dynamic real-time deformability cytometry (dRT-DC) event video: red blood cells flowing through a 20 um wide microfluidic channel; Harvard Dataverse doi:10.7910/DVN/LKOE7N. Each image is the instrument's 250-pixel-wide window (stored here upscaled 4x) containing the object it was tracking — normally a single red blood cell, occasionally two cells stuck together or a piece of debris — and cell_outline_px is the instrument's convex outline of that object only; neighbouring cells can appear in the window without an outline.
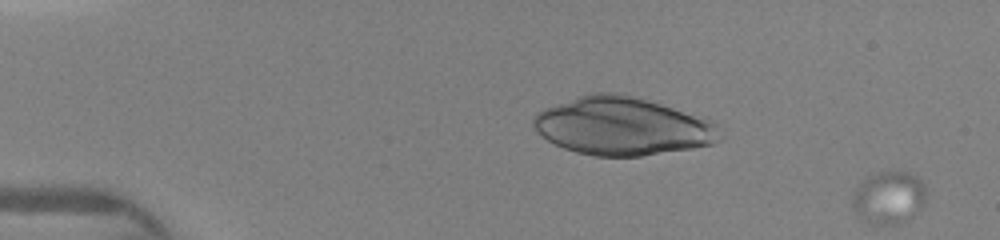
{"species": "human", "species_latin": "Homo sapiens", "temperature_condition": "warm", "stored_images_in_passage": 10, "segment_of_instrument_passage": [1, 2], "camera_frame_rate_fps": 3000, "um_per_image_px": 0.085, "donor": {"sex": "female"}, "frame": {"image": 1, "passage_image": 9, "time_ms": 2.667, "image_size_px": [1000, 240], "cell_outline_px": [[724, 136], [720, 140], [712, 144], [692, 148], [640, 156], [596, 156], [576, 152], [564, 148], [548, 140], [536, 132], [532, 124], [532, 116], [544, 108], [592, 92], [616, 92], [648, 100], [704, 116], [712, 120]], "centroid_in_image_um": [52.93, 10.72], "position_along_channel_um": 32.1, "area_um2": 63.23}}